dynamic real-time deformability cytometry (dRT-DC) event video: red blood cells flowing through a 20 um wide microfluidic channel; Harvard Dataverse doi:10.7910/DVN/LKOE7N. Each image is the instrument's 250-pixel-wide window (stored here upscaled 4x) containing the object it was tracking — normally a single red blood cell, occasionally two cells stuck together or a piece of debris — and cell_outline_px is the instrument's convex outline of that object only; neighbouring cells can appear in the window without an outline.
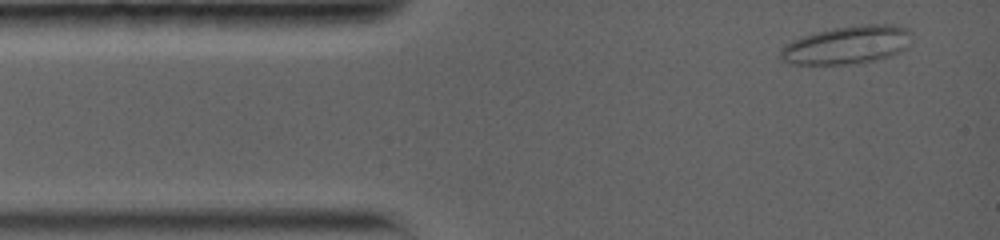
{"species": "common noctule bat (a hibernating species)", "species_latin": "Nyctalus noctula", "temperature_condition": "warm", "stored_images_in_passage": 6, "camera_frame_rate_fps": 5000, "um_per_image_px": 0.085, "animal": {"sex": "female", "body_mass_g": 19.0, "forearm_length_mm": 56.7}, "frame": {"image": 1, "passage_image": 1, "time_ms": 0.0, "image_size_px": [1000, 240], "cell_outline_px": [[912, 32], [908, 48], [888, 56], [876, 60], [848, 64], [788, 64], [780, 60], [776, 56], [780, 48], [784, 44], [800, 36], [836, 28], [860, 24], [892, 24], [908, 28]], "centroid_in_image_um": [71.95, 3.82], "position_along_channel_um": 13.0, "area_um2": 29.54}}
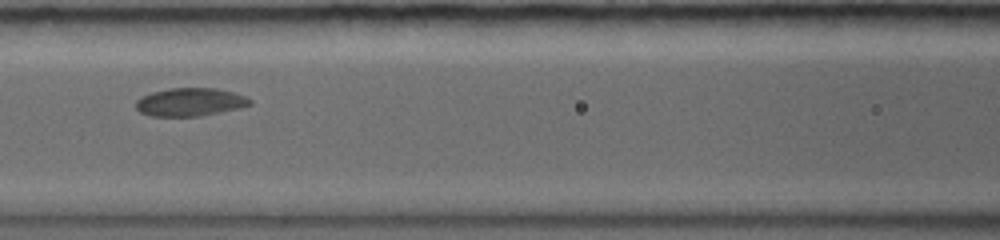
{"frame": {"image": 2, "passage_image": 5, "time_ms": 5.2, "image_size_px": [1000, 240], "cell_outline_px": [[252, 104], [240, 108], [200, 116], [148, 116], [140, 112], [136, 108], [136, 100], [140, 96], [152, 92], [168, 88], [216, 88], [232, 92], [244, 96], [252, 100]], "centroid_in_image_um": [16.13, 8.67], "position_along_channel_um": 150.5, "area_um2": 18.79}}
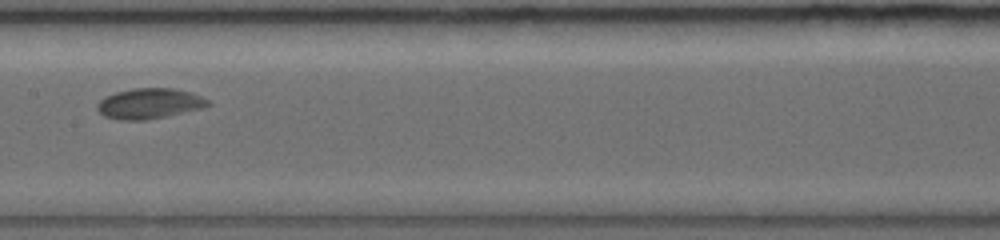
{"frame": {"image": 3, "passage_image": 6, "time_ms": 6.4, "image_size_px": [1000, 240], "cell_outline_px": [[212, 104], [204, 108], [148, 120], [120, 120], [104, 116], [96, 108], [96, 104], [104, 96], [116, 92], [132, 88], [172, 88], [188, 92], [200, 96], [208, 100]], "centroid_in_image_um": [12.68, 8.8], "position_along_channel_um": 194.7, "area_um2": 19.71}}